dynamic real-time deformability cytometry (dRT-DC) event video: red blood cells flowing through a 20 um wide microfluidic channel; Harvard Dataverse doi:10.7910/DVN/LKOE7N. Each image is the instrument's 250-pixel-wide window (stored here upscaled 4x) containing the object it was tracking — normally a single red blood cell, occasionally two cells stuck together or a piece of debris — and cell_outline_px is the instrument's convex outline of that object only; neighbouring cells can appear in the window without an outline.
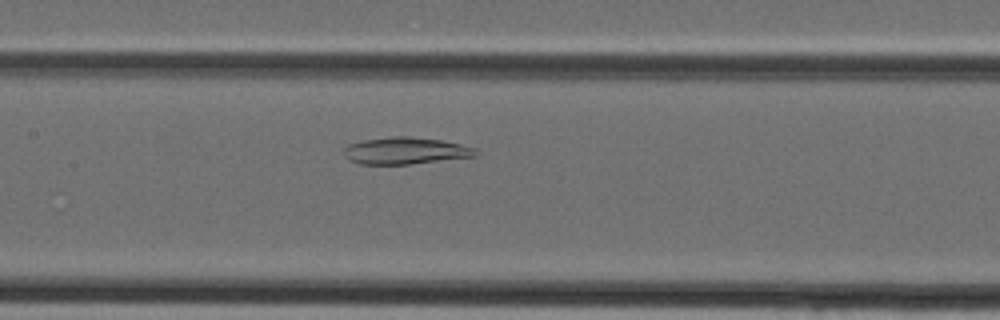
{"species": "Egyptian fruit bat (a non-hibernating species)", "species_latin": "Rousettus aegyptiacus", "temperature_condition": "cold", "stored_images_in_passage": 37, "camera_frame_rate_fps": 3000, "um_per_image_px": 0.085, "animal": {"sex": "female"}, "frame": {"image": 1, "passage_image": 17, "time_ms": 5.333, "image_size_px": [1000, 320], "cell_outline_px": [[480, 152], [476, 156], [408, 164], [360, 164], [348, 160], [344, 156], [344, 148], [348, 144], [364, 140], [396, 136], [408, 136], [440, 140], [460, 144], [476, 148]], "centroid_in_image_um": [34.46, 12.81], "position_along_channel_um": 172.9, "area_um2": 20.58}}
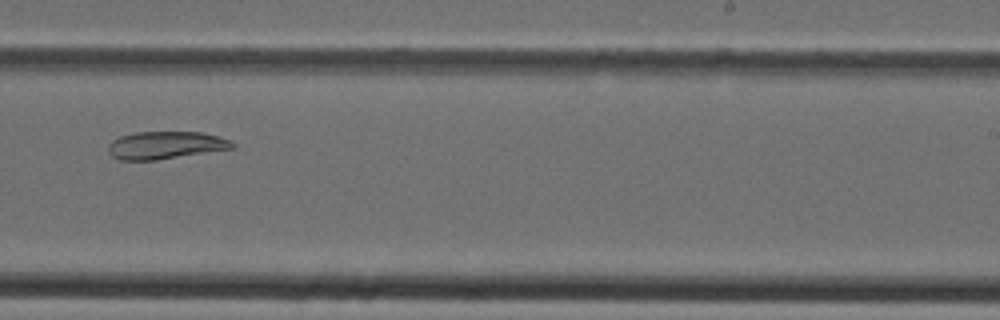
{"frame": {"image": 2, "passage_image": 23, "time_ms": 7.333, "image_size_px": [1000, 320], "cell_outline_px": [[236, 148], [156, 160], [120, 160], [112, 156], [108, 152], [108, 144], [112, 140], [120, 136], [136, 132], [200, 132], [232, 140], [236, 144]], "centroid_in_image_um": [14.08, 12.34], "position_along_channel_um": 274.9, "area_um2": 20.06}}
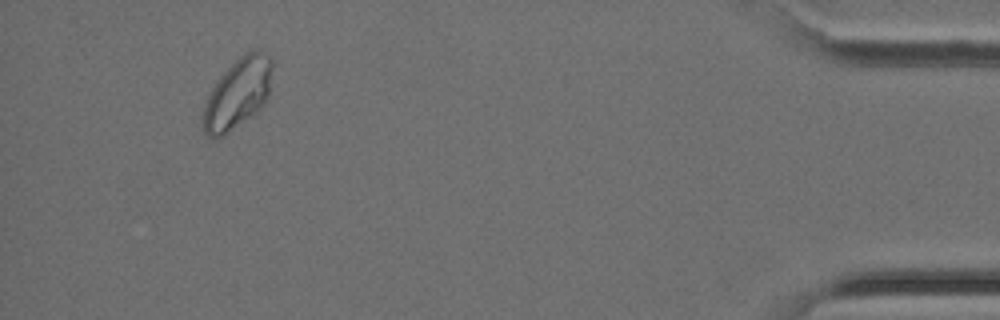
{"frame": {"image": 3, "passage_image": 35, "time_ms": 11.333, "image_size_px": [1000, 320], "cell_outline_px": [[272, 68], [268, 96], [264, 104], [256, 112], [228, 132], [216, 140], [208, 136], [204, 132], [200, 120], [204, 104], [216, 80], [244, 52], [252, 48], [260, 48], [272, 60]], "centroid_in_image_um": [20.18, 7.94], "position_along_channel_um": 415.0, "area_um2": 28.55}}